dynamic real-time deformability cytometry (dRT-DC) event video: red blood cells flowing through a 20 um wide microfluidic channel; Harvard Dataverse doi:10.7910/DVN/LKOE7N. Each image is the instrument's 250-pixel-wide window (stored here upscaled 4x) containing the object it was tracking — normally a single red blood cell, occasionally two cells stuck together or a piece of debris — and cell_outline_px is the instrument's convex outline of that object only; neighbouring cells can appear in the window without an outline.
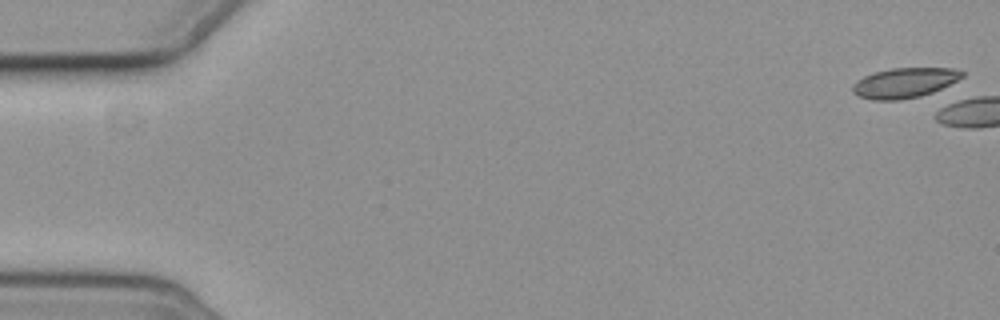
{"species": "common noctule bat (a hibernating species)", "species_latin": "Nyctalus noctula", "temperature_condition": "cold", "stored_images_in_passage": 2, "camera_frame_rate_fps": 3000, "um_per_image_px": 0.085, "animal": {"sex": "female", "body_mass_g": 19.3, "forearm_length_mm": 54.1}, "frame": {"image": 1, "passage_image": 1, "time_ms": 0.0, "image_size_px": [1000, 320], "cell_outline_px": [[964, 76], [932, 92], [920, 96], [900, 100], [872, 100], [856, 96], [852, 92], [852, 84], [856, 80], [864, 76], [876, 72], [892, 68], [952, 68], [964, 72]], "centroid_in_image_um": [76.82, 7.05], "position_along_channel_um": 8.2, "area_um2": 19.07}}